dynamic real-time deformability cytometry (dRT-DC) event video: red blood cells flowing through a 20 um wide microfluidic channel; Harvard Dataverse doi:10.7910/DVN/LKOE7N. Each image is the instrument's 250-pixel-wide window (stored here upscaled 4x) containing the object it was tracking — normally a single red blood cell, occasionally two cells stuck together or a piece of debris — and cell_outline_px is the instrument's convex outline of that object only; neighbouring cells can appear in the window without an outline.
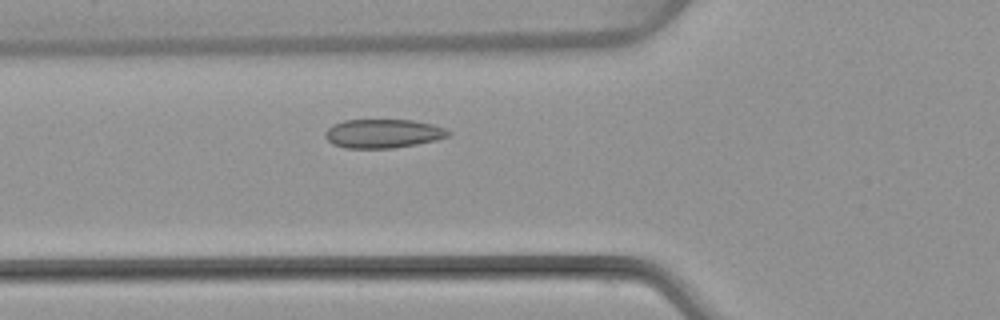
{"species": "common noctule bat (a hibernating species)", "species_latin": "Nyctalus noctula", "temperature_condition": "warm", "stored_images_in_passage": 44, "camera_frame_rate_fps": 3000, "um_per_image_px": 0.085, "animal": {"sex": "female", "body_mass_g": 22.7, "forearm_length_mm": 54.2}, "frame": {"image": 1, "passage_image": 12, "time_ms": 3.667, "image_size_px": [1000, 320], "cell_outline_px": [[452, 132], [448, 136], [436, 140], [416, 144], [392, 148], [344, 148], [332, 144], [324, 136], [324, 132], [332, 124], [344, 120], [412, 120], [432, 124], [448, 128]], "centroid_in_image_um": [32.55, 11.35], "position_along_channel_um": 93.2, "area_um2": 20.87}}
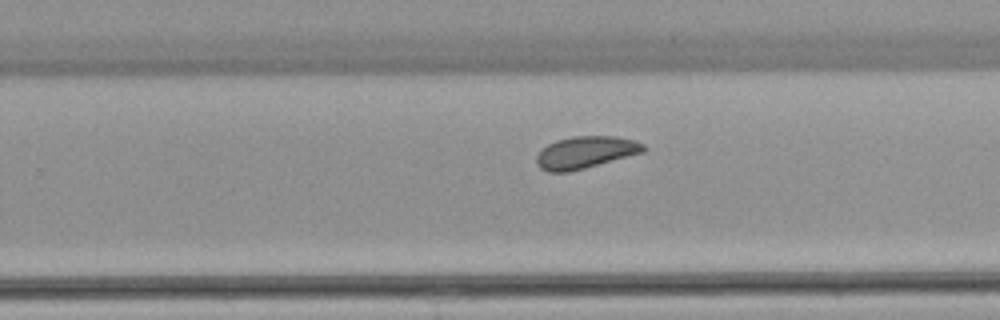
{"frame": {"image": 2, "passage_image": 26, "time_ms": 8.333, "image_size_px": [1000, 320], "cell_outline_px": [[648, 148], [644, 152], [584, 168], [568, 172], [548, 172], [540, 168], [536, 164], [536, 156], [548, 144], [556, 140], [572, 136], [616, 136], [636, 140], [644, 144]], "centroid_in_image_um": [49.79, 12.94], "position_along_channel_um": 280.0, "area_um2": 20.06}}
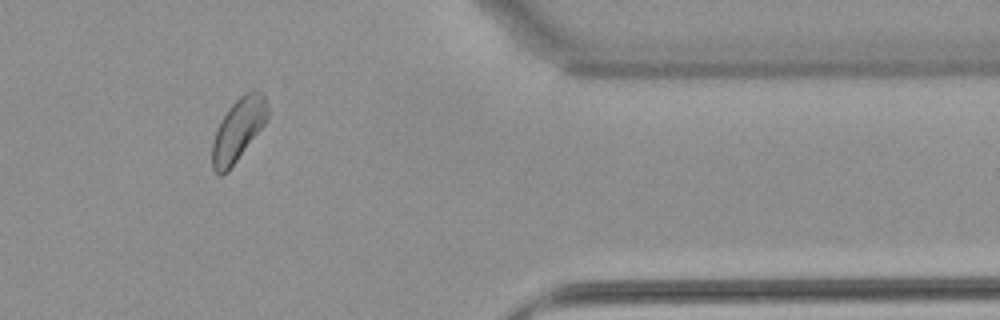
{"frame": {"image": 3, "passage_image": 36, "time_ms": 11.667, "image_size_px": [1000, 320], "cell_outline_px": [[268, 116], [264, 124], [228, 172], [220, 176], [212, 168], [212, 144], [216, 132], [228, 108], [244, 92], [252, 88], [256, 88], [264, 92], [268, 104]], "centroid_in_image_um": [20.28, 10.97], "position_along_channel_um": 391.1, "area_um2": 20.23}, "authors_computed_cell_mechanics": {"area_um2": 20.4612, "velocity_mm_per_s": 4.0067, "shape_relaxation_time_tau1_ms": 2.6143, "shape_relaxation_time_tau2_ms": null, "deformation_change_tau1": 0.0646, "deformation_change_tau2": null}}